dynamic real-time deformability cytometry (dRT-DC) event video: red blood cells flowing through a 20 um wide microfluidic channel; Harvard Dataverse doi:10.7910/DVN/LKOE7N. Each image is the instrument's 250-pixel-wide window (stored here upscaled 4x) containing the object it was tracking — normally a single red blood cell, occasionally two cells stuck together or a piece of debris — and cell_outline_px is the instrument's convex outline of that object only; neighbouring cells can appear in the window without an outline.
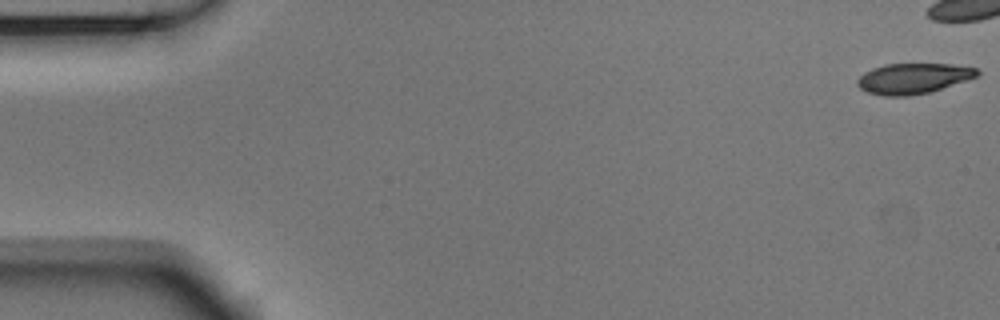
{"species": "Egyptian fruit bat (a non-hibernating species)", "species_latin": "Rousettus aegyptiacus", "temperature_condition": "room temperature", "stored_images_in_passage": 42, "camera_frame_rate_fps": 3000, "um_per_image_px": 0.085, "animal": {"sex": "male"}, "frame": {"image": 1, "passage_image": 1, "time_ms": 0.0, "image_size_px": [1000, 320], "cell_outline_px": [[980, 72], [976, 76], [928, 92], [908, 96], [884, 96], [868, 92], [860, 88], [856, 84], [856, 80], [864, 72], [872, 68], [884, 64], [952, 64], [976, 68]], "centroid_in_image_um": [77.55, 6.66], "position_along_channel_um": 7.5, "area_um2": 20.98}}
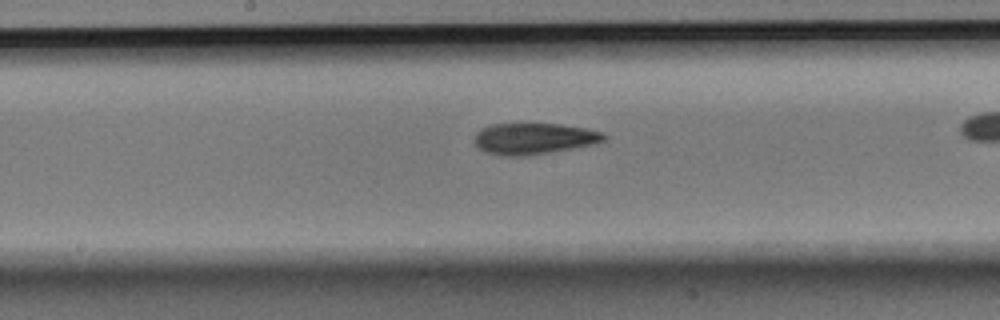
{"frame": {"image": 2, "passage_image": 28, "time_ms": 9.0, "image_size_px": [1000, 320], "cell_outline_px": [[608, 136], [604, 140], [592, 144], [572, 148], [524, 156], [500, 156], [484, 152], [476, 144], [476, 132], [492, 124], [560, 124], [584, 128], [604, 132]], "centroid_in_image_um": [45.39, 11.78], "position_along_channel_um": 202.8, "area_um2": 23.29}}
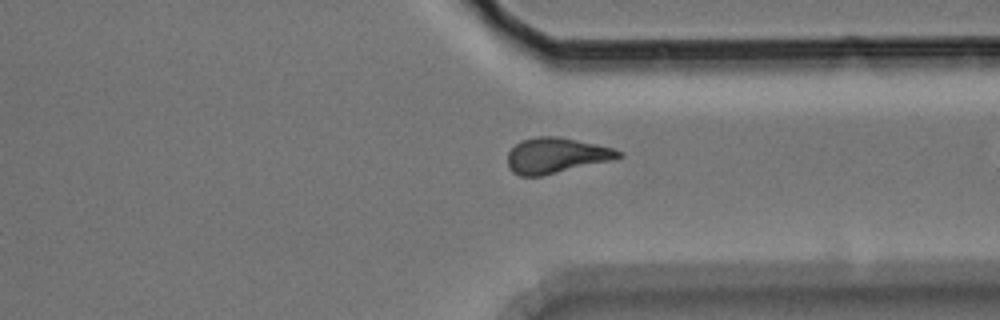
{"frame": {"image": 3, "passage_image": 41, "time_ms": 13.333, "image_size_px": [1000, 320], "cell_outline_px": [[624, 156], [612, 160], [540, 176], [520, 176], [512, 172], [508, 168], [508, 152], [520, 140], [536, 136], [560, 136], [596, 144], [612, 148], [624, 152]], "centroid_in_image_um": [47.27, 13.2], "position_along_channel_um": 364.1, "area_um2": 23.0}}